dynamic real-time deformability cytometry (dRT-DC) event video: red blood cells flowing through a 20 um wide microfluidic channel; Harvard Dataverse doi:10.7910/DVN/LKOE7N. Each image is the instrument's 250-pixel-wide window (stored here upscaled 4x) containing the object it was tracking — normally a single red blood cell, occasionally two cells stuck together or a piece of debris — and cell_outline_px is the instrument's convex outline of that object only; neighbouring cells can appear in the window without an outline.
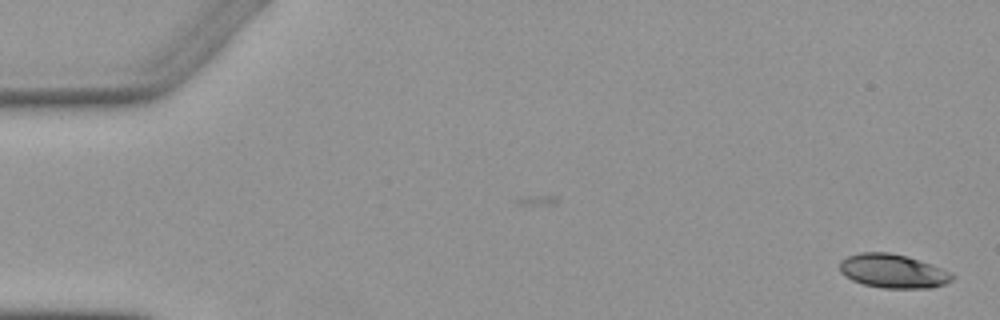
{"species": "Egyptian fruit bat (a non-hibernating species)", "species_latin": "Rousettus aegyptiacus", "temperature_condition": "warm", "stored_images_in_passage": 2, "camera_frame_rate_fps": 3000, "um_per_image_px": 0.085, "animal": {"sex": "female"}, "frame": {"image": 1, "passage_image": 2, "time_ms": 1.333, "image_size_px": [1000, 320], "cell_outline_px": [[956, 276], [952, 280], [944, 284], [932, 288], [884, 288], [864, 284], [852, 280], [844, 276], [840, 272], [840, 260], [848, 256], [860, 252], [888, 252], [908, 256], [932, 264], [952, 272]], "centroid_in_image_um": [75.92, 23.04], "position_along_channel_um": 9.1, "area_um2": 22.43}}